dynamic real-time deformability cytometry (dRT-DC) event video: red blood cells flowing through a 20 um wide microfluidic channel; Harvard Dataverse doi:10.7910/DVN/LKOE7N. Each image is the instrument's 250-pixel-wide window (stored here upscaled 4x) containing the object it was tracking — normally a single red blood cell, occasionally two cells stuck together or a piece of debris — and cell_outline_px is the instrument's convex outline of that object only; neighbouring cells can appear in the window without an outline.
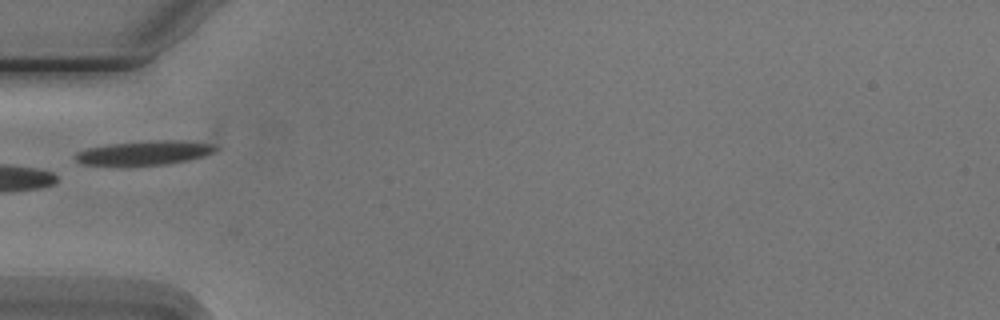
{"species": "Egyptian fruit bat (a non-hibernating species)", "species_latin": "Rousettus aegyptiacus", "temperature_condition": "cold", "stored_images_in_passage": 7, "camera_frame_rate_fps": 3000, "um_per_image_px": 0.085, "animal": {"sex": "male"}, "frame": {"image": 1, "passage_image": 5, "time_ms": 4.667, "image_size_px": [1000, 320], "cell_outline_px": [[220, 148], [204, 156], [188, 160], [164, 164], [128, 168], [80, 164], [72, 156], [76, 152], [88, 148], [108, 144], [160, 140], [208, 140], [216, 144]], "centroid_in_image_um": [12.3, 13.01], "position_along_channel_um": 72.7, "area_um2": 21.04}}
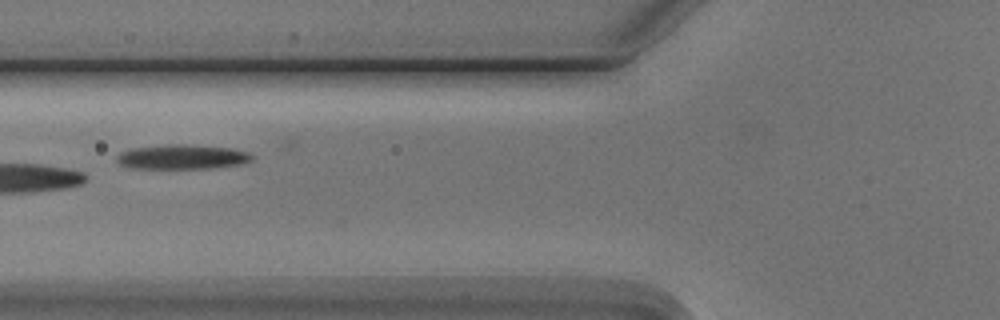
{"frame": {"image": 2, "passage_image": 6, "time_ms": 5.667, "image_size_px": [1000, 320], "cell_outline_px": [[252, 160], [240, 164], [216, 168], [128, 168], [120, 164], [116, 160], [116, 156], [120, 152], [132, 148], [168, 144], [188, 144], [232, 148], [248, 152], [252, 156]], "centroid_in_image_um": [15.47, 13.33], "position_along_channel_um": 110.3, "area_um2": 19.48}}
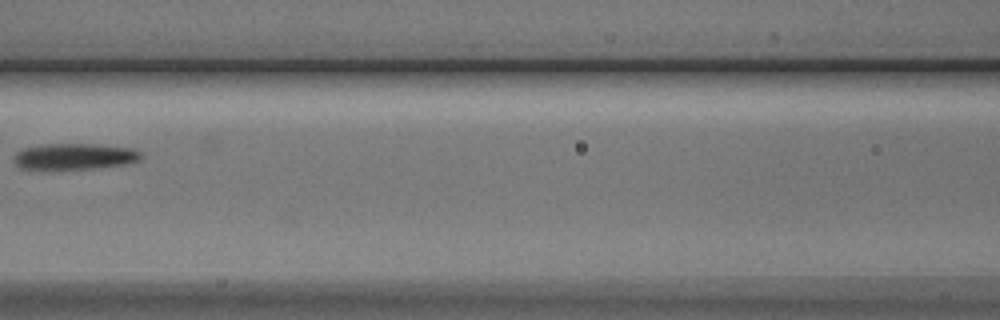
{"frame": {"image": 3, "passage_image": 7, "time_ms": 7.0, "image_size_px": [1000, 320], "cell_outline_px": [[140, 160], [124, 164], [92, 168], [20, 168], [16, 164], [16, 152], [24, 148], [40, 144], [96, 144], [128, 148], [140, 152]], "centroid_in_image_um": [6.33, 13.28], "position_along_channel_um": 160.3, "area_um2": 18.73}}